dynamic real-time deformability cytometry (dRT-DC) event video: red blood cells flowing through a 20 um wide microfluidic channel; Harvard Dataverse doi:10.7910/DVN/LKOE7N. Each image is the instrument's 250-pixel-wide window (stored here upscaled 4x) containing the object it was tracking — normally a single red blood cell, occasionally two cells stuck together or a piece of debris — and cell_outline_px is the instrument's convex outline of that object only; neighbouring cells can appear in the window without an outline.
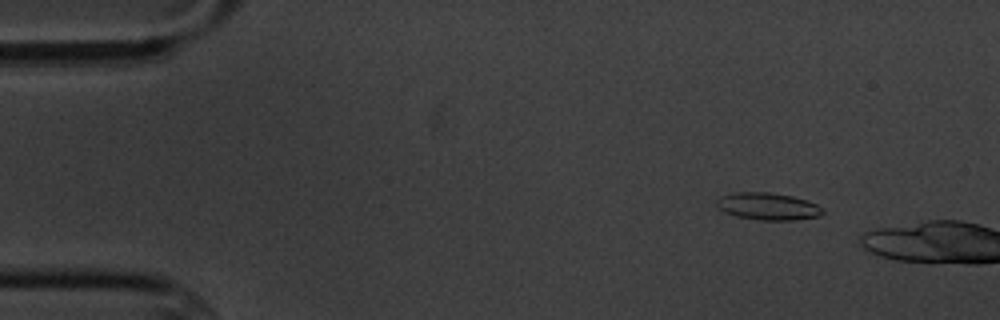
{"species": "common noctule bat (a hibernating species)", "species_latin": "Nyctalus noctula", "temperature_condition": "cold", "stored_images_in_passage": 3, "camera_frame_rate_fps": 3000, "um_per_image_px": 0.085, "animal": {"sex": "male", "body_mass_g": 20.1, "forearm_length_mm": 53.5}, "frame": {"image": 1, "passage_image": 2, "time_ms": 1.333, "image_size_px": [1000, 320], "cell_outline_px": [[824, 212], [820, 216], [796, 220], [760, 220], [736, 216], [724, 212], [716, 208], [716, 200], [720, 196], [732, 192], [768, 192], [792, 196], [816, 204], [824, 208]], "centroid_in_image_um": [65.24, 17.54], "position_along_channel_um": 19.8, "area_um2": 16.99}}